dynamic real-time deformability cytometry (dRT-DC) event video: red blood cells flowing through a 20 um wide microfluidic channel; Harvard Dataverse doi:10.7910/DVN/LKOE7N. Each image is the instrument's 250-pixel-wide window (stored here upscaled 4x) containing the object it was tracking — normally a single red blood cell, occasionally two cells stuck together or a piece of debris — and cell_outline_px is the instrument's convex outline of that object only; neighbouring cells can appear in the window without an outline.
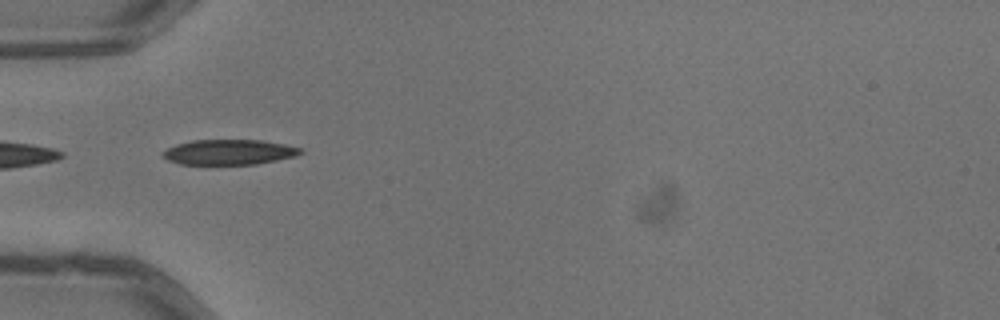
{"species": "common noctule bat (a hibernating species)", "species_latin": "Nyctalus noctula", "temperature_condition": "warm", "stored_images_in_passage": 7, "segment_of_instrument_passage": [2, 2], "camera_frame_rate_fps": 3000, "um_per_image_px": 0.085, "animal": {"sex": "male", "body_mass_g": 13.3}, "frame": {"image": 1, "passage_image": 5, "time_ms": 1.333, "image_size_px": [1000, 320], "cell_outline_px": [[304, 152], [296, 156], [256, 164], [180, 164], [168, 160], [160, 156], [160, 152], [176, 144], [192, 140], [260, 140], [284, 144], [300, 148]], "centroid_in_image_um": [19.43, 12.93], "position_along_channel_um": 65.6, "area_um2": 20.23}}
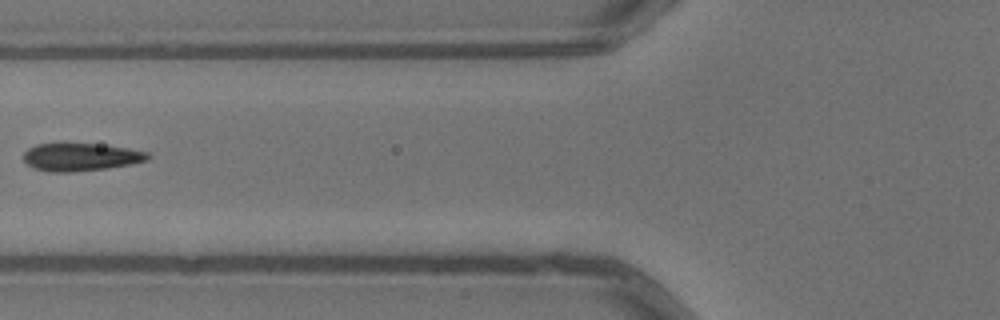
{"frame": {"image": 2, "passage_image": 6, "time_ms": 1.667, "image_size_px": [1000, 320], "cell_outline_px": [[152, 156], [148, 160], [132, 164], [108, 168], [72, 172], [48, 172], [36, 168], [28, 164], [24, 160], [24, 152], [28, 148], [36, 144], [96, 144], [128, 148], [148, 152]], "centroid_in_image_um": [6.9, 13.35], "position_along_channel_um": 118.9, "area_um2": 20.06}}
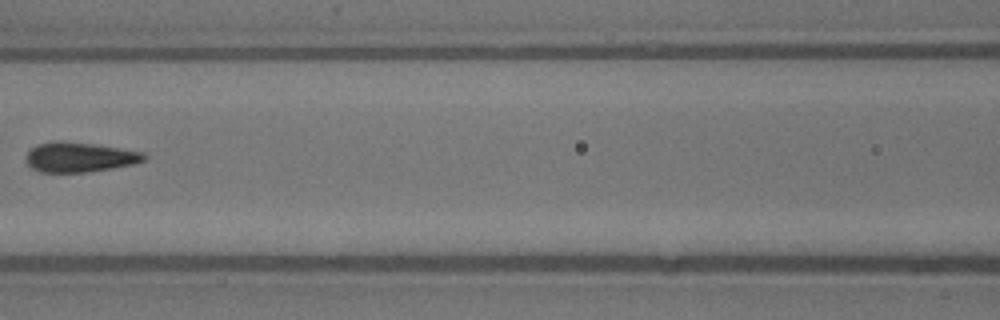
{"frame": {"image": 3, "passage_image": 7, "time_ms": 2.0, "image_size_px": [1000, 320], "cell_outline_px": [[148, 156], [144, 160], [132, 164], [112, 168], [88, 172], [40, 172], [32, 168], [28, 164], [24, 156], [36, 144], [60, 140], [64, 140], [120, 148], [144, 152]], "centroid_in_image_um": [6.74, 13.35], "position_along_channel_um": 159.9, "area_um2": 20.58}}